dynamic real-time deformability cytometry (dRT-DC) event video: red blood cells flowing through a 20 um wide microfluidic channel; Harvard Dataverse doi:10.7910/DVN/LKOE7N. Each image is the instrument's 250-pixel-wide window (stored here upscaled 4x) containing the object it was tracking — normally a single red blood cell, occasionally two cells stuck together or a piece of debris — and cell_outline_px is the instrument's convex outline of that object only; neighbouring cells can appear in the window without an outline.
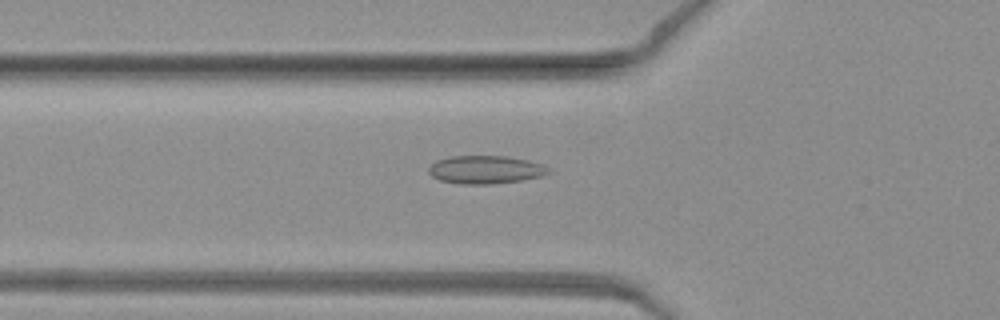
{"species": "common noctule bat (a hibernating species)", "species_latin": "Nyctalus noctula", "temperature_condition": "warm", "stored_images_in_passage": 49, "camera_frame_rate_fps": 3000, "um_per_image_px": 0.085, "animal": {"sex": "female", "body_mass_g": 19.3, "forearm_length_mm": 54.1}, "frame": {"image": 1, "passage_image": 15, "time_ms": 4.667, "image_size_px": [1000, 320], "cell_outline_px": [[552, 172], [544, 176], [524, 180], [492, 184], [460, 184], [440, 180], [432, 176], [428, 172], [428, 168], [436, 160], [452, 156], [508, 156], [528, 160], [540, 164], [548, 168]], "centroid_in_image_um": [41.29, 14.43], "position_along_channel_um": 84.5, "area_um2": 19.77}}
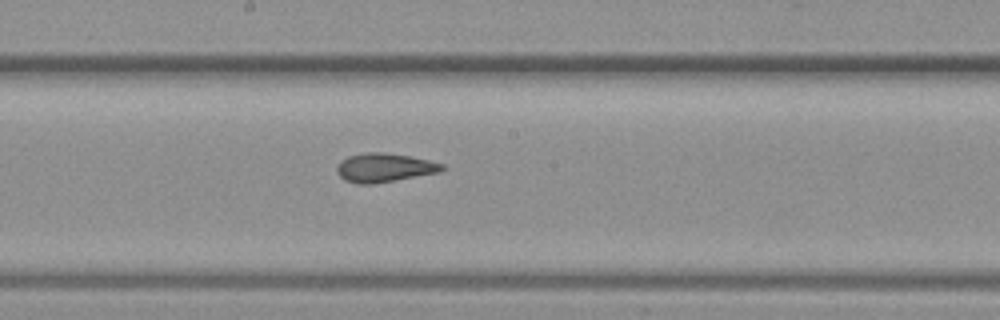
{"frame": {"image": 2, "passage_image": 25, "time_ms": 8.0, "image_size_px": [1000, 320], "cell_outline_px": [[448, 168], [440, 172], [372, 184], [356, 184], [344, 180], [336, 172], [336, 168], [340, 160], [348, 156], [364, 152], [384, 152], [408, 156], [428, 160], [444, 164]], "centroid_in_image_um": [32.65, 14.25], "position_along_channel_um": 215.5, "area_um2": 17.8}}
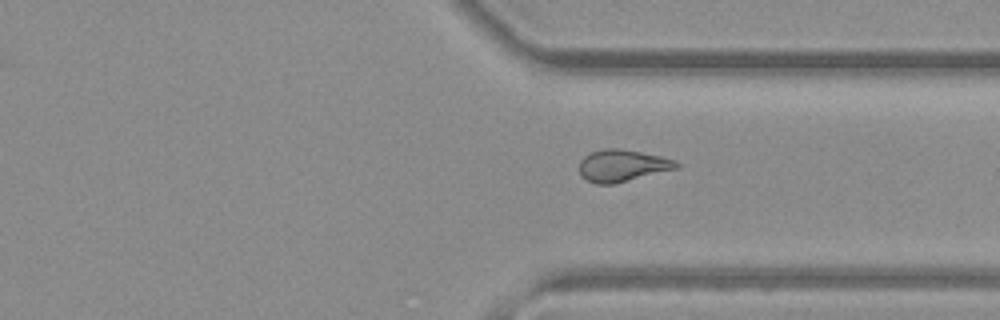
{"frame": {"image": 3, "passage_image": 36, "time_ms": 11.667, "image_size_px": [1000, 320], "cell_outline_px": [[680, 168], [612, 184], [596, 184], [580, 176], [580, 160], [584, 156], [592, 152], [604, 148], [620, 148], [660, 156], [676, 160], [680, 164]], "centroid_in_image_um": [52.91, 14.07], "position_along_channel_um": 358.5, "area_um2": 18.09}}